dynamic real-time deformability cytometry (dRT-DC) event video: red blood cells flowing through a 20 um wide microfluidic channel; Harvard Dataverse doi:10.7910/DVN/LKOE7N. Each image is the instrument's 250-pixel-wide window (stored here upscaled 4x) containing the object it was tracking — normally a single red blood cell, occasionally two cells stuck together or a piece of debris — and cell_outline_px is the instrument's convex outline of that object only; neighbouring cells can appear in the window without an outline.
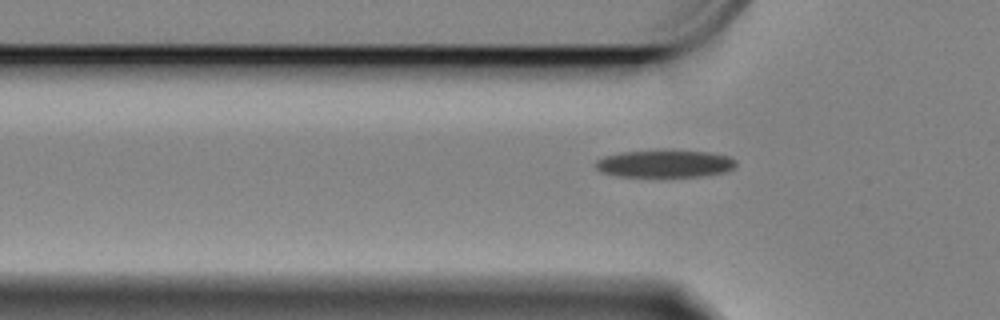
{"species": "Egyptian fruit bat (a non-hibernating species)", "species_latin": "Rousettus aegyptiacus", "temperature_condition": "cold", "stored_images_in_passage": 35, "camera_frame_rate_fps": 3000, "um_per_image_px": 0.085, "animal": {"sex": "female"}, "frame": {"image": 1, "passage_image": 2, "time_ms": 0.333, "image_size_px": [1000, 320], "cell_outline_px": [[736, 164], [732, 168], [724, 172], [700, 176], [616, 176], [600, 172], [596, 168], [596, 160], [604, 156], [624, 152], [672, 148], [708, 152], [728, 156], [736, 160]], "centroid_in_image_um": [56.5, 13.88], "position_along_channel_um": 69.3, "area_um2": 22.83}}
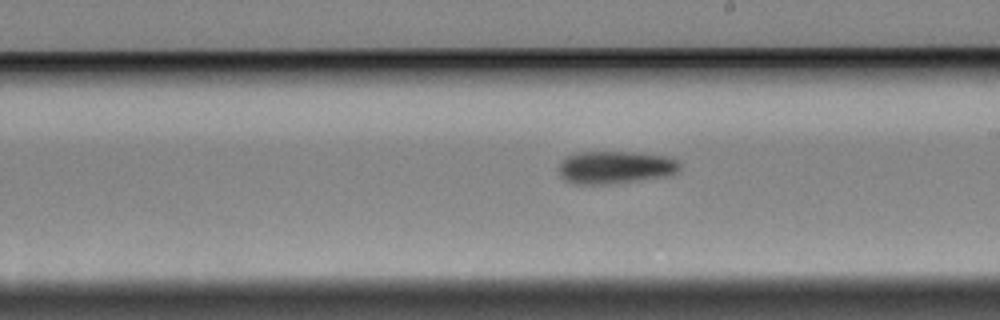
{"frame": {"image": 2, "passage_image": 17, "time_ms": 5.333, "image_size_px": [1000, 320], "cell_outline_px": [[680, 168], [676, 172], [664, 176], [640, 180], [608, 184], [572, 184], [564, 180], [560, 176], [560, 164], [568, 156], [576, 152], [632, 152], [664, 156], [676, 160], [680, 164]], "centroid_in_image_um": [52.27, 14.23], "position_along_channel_um": 236.7, "area_um2": 22.83}}
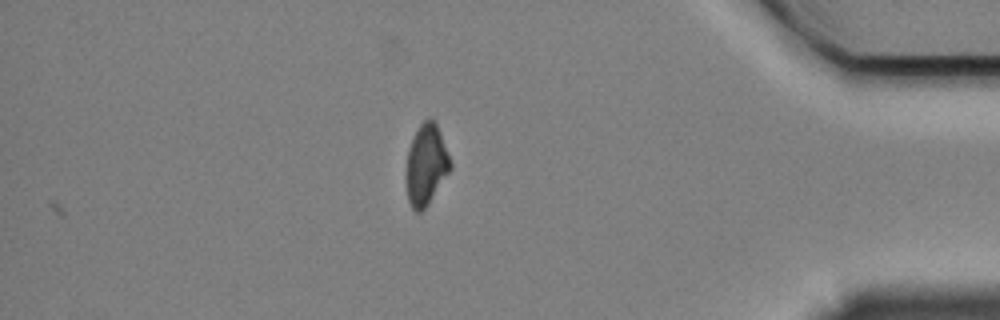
{"frame": {"image": 3, "passage_image": 35, "time_ms": 11.333, "image_size_px": [1000, 320], "cell_outline_px": [[452, 168], [428, 204], [420, 212], [416, 212], [412, 208], [408, 200], [408, 152], [412, 140], [420, 124], [424, 120], [432, 120], [436, 124], [452, 164]], "centroid_in_image_um": [36.25, 14.03], "position_along_channel_um": 398.9, "area_um2": 19.88}, "authors_computed_cell_mechanics": {"area_um2": 22.4264, "velocity_mm_per_s": 3.3242, "shape_relaxation_time_tau1_ms": 5.3177, "shape_relaxation_time_tau2_ms": null, "deformation_change_tau1": 0.1343, "deformation_change_tau2": null}}